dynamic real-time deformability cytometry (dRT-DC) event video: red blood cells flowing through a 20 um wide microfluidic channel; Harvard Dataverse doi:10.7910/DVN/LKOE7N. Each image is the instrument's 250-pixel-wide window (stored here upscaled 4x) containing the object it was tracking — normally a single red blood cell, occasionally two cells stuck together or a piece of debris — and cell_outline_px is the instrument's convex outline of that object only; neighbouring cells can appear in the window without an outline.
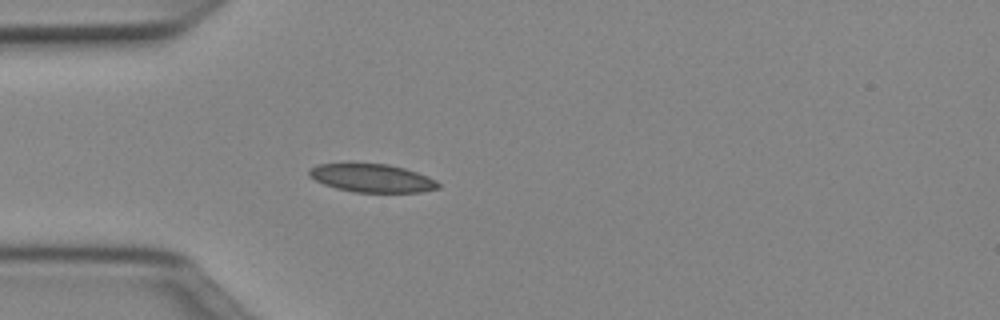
{"species": "Egyptian fruit bat (a non-hibernating species)", "species_latin": "Rousettus aegyptiacus", "temperature_condition": "cold", "stored_images_in_passage": 37, "camera_frame_rate_fps": 3000, "um_per_image_px": 0.085, "animal": {"sex": "female"}, "frame": {"image": 1, "passage_image": 1, "time_ms": 0.0, "image_size_px": [1000, 320], "cell_outline_px": [[440, 188], [420, 192], [352, 192], [336, 188], [324, 184], [308, 176], [308, 168], [316, 164], [388, 164], [404, 168], [428, 176], [436, 180], [440, 184]], "centroid_in_image_um": [31.61, 15.14], "position_along_channel_um": 53.4, "area_um2": 21.21}}
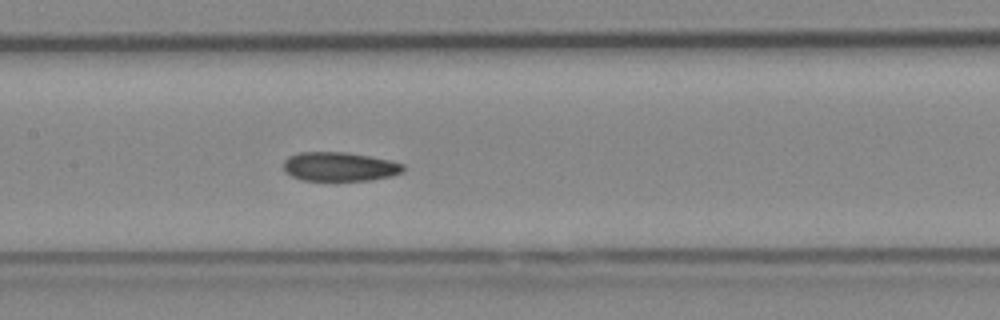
{"frame": {"image": 2, "passage_image": 11, "time_ms": 3.333, "image_size_px": [1000, 320], "cell_outline_px": [[404, 172], [392, 176], [372, 180], [300, 180], [284, 172], [284, 160], [288, 156], [296, 152], [344, 152], [368, 156], [388, 160], [404, 164]], "centroid_in_image_um": [28.84, 14.16], "position_along_channel_um": 178.6, "area_um2": 20.35}}
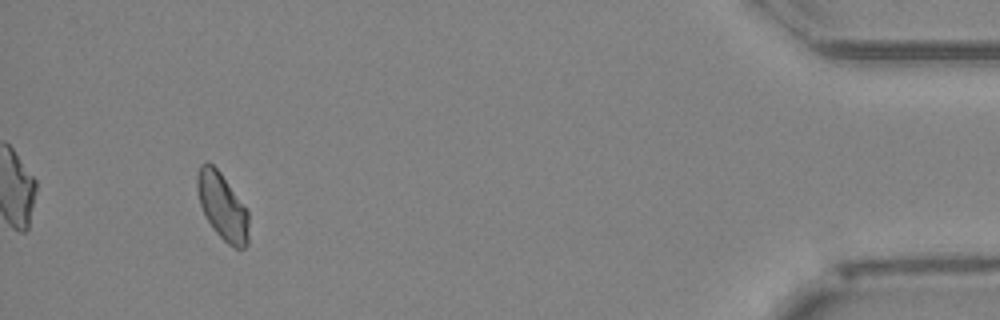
{"frame": {"image": 3, "passage_image": 34, "time_ms": 11.0, "image_size_px": [1000, 320], "cell_outline_px": [[248, 244], [244, 248], [236, 248], [228, 244], [212, 228], [200, 204], [196, 188], [196, 176], [200, 164], [208, 160], [220, 172], [248, 212]], "centroid_in_image_um": [18.88, 17.53], "position_along_channel_um": 416.3, "area_um2": 19.83}, "authors_computed_cell_mechanics": {"area_um2": 20.4612, "velocity_mm_per_s": 3.9812, "shape_relaxation_time_tau1_ms": null, "shape_relaxation_time_tau2_ms": 4.365, "deformation_change_tau1": null, "deformation_change_tau2": 0.0855}}